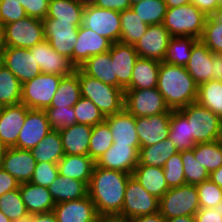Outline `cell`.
Here are the masks:
<instances>
[{
	"label": "cell",
	"instance_id": "1",
	"mask_svg": "<svg viewBox=\"0 0 222 222\" xmlns=\"http://www.w3.org/2000/svg\"><path fill=\"white\" fill-rule=\"evenodd\" d=\"M130 176L125 172L94 166L88 196L101 218L114 219L121 212Z\"/></svg>",
	"mask_w": 222,
	"mask_h": 222
},
{
	"label": "cell",
	"instance_id": "2",
	"mask_svg": "<svg viewBox=\"0 0 222 222\" xmlns=\"http://www.w3.org/2000/svg\"><path fill=\"white\" fill-rule=\"evenodd\" d=\"M157 89L170 110H179L197 100L198 84L184 66L160 62Z\"/></svg>",
	"mask_w": 222,
	"mask_h": 222
},
{
	"label": "cell",
	"instance_id": "3",
	"mask_svg": "<svg viewBox=\"0 0 222 222\" xmlns=\"http://www.w3.org/2000/svg\"><path fill=\"white\" fill-rule=\"evenodd\" d=\"M81 97L90 99L106 117L124 108V90L89 77L78 68Z\"/></svg>",
	"mask_w": 222,
	"mask_h": 222
},
{
	"label": "cell",
	"instance_id": "4",
	"mask_svg": "<svg viewBox=\"0 0 222 222\" xmlns=\"http://www.w3.org/2000/svg\"><path fill=\"white\" fill-rule=\"evenodd\" d=\"M187 118L194 142L210 143L222 139V118L197 102L179 109Z\"/></svg>",
	"mask_w": 222,
	"mask_h": 222
},
{
	"label": "cell",
	"instance_id": "5",
	"mask_svg": "<svg viewBox=\"0 0 222 222\" xmlns=\"http://www.w3.org/2000/svg\"><path fill=\"white\" fill-rule=\"evenodd\" d=\"M207 16L194 4L189 3L175 8H167L164 27L172 37L190 36L200 39Z\"/></svg>",
	"mask_w": 222,
	"mask_h": 222
},
{
	"label": "cell",
	"instance_id": "6",
	"mask_svg": "<svg viewBox=\"0 0 222 222\" xmlns=\"http://www.w3.org/2000/svg\"><path fill=\"white\" fill-rule=\"evenodd\" d=\"M200 210L196 185L184 184L170 188L159 199V213L165 218L195 216Z\"/></svg>",
	"mask_w": 222,
	"mask_h": 222
},
{
	"label": "cell",
	"instance_id": "7",
	"mask_svg": "<svg viewBox=\"0 0 222 222\" xmlns=\"http://www.w3.org/2000/svg\"><path fill=\"white\" fill-rule=\"evenodd\" d=\"M159 212V199L149 194L131 175L126 184V191L121 212L114 218L131 220L142 215Z\"/></svg>",
	"mask_w": 222,
	"mask_h": 222
},
{
	"label": "cell",
	"instance_id": "8",
	"mask_svg": "<svg viewBox=\"0 0 222 222\" xmlns=\"http://www.w3.org/2000/svg\"><path fill=\"white\" fill-rule=\"evenodd\" d=\"M63 76L41 73L22 84L21 103L29 109L49 107Z\"/></svg>",
	"mask_w": 222,
	"mask_h": 222
},
{
	"label": "cell",
	"instance_id": "9",
	"mask_svg": "<svg viewBox=\"0 0 222 222\" xmlns=\"http://www.w3.org/2000/svg\"><path fill=\"white\" fill-rule=\"evenodd\" d=\"M4 44L8 47L32 48L45 40L43 22L26 16L3 25Z\"/></svg>",
	"mask_w": 222,
	"mask_h": 222
},
{
	"label": "cell",
	"instance_id": "10",
	"mask_svg": "<svg viewBox=\"0 0 222 222\" xmlns=\"http://www.w3.org/2000/svg\"><path fill=\"white\" fill-rule=\"evenodd\" d=\"M124 108L135 118L150 117L170 111L157 87L124 90Z\"/></svg>",
	"mask_w": 222,
	"mask_h": 222
},
{
	"label": "cell",
	"instance_id": "11",
	"mask_svg": "<svg viewBox=\"0 0 222 222\" xmlns=\"http://www.w3.org/2000/svg\"><path fill=\"white\" fill-rule=\"evenodd\" d=\"M82 24L112 44L120 41V11L102 9L95 5L85 6Z\"/></svg>",
	"mask_w": 222,
	"mask_h": 222
},
{
	"label": "cell",
	"instance_id": "12",
	"mask_svg": "<svg viewBox=\"0 0 222 222\" xmlns=\"http://www.w3.org/2000/svg\"><path fill=\"white\" fill-rule=\"evenodd\" d=\"M45 40L50 46L71 60L73 64V50L77 41L78 27L70 22L58 21V19L42 20Z\"/></svg>",
	"mask_w": 222,
	"mask_h": 222
},
{
	"label": "cell",
	"instance_id": "13",
	"mask_svg": "<svg viewBox=\"0 0 222 222\" xmlns=\"http://www.w3.org/2000/svg\"><path fill=\"white\" fill-rule=\"evenodd\" d=\"M3 65L23 84L41 74L40 67L36 63L29 49L5 46L3 52Z\"/></svg>",
	"mask_w": 222,
	"mask_h": 222
},
{
	"label": "cell",
	"instance_id": "14",
	"mask_svg": "<svg viewBox=\"0 0 222 222\" xmlns=\"http://www.w3.org/2000/svg\"><path fill=\"white\" fill-rule=\"evenodd\" d=\"M52 131L44 110L30 109L15 148L31 150Z\"/></svg>",
	"mask_w": 222,
	"mask_h": 222
},
{
	"label": "cell",
	"instance_id": "15",
	"mask_svg": "<svg viewBox=\"0 0 222 222\" xmlns=\"http://www.w3.org/2000/svg\"><path fill=\"white\" fill-rule=\"evenodd\" d=\"M112 43L85 27L83 24L78 28L77 41L73 50V65L79 68L91 56L103 54L110 50Z\"/></svg>",
	"mask_w": 222,
	"mask_h": 222
},
{
	"label": "cell",
	"instance_id": "16",
	"mask_svg": "<svg viewBox=\"0 0 222 222\" xmlns=\"http://www.w3.org/2000/svg\"><path fill=\"white\" fill-rule=\"evenodd\" d=\"M29 50L35 56L42 73L66 76L76 70L71 60L55 51L47 40L36 44Z\"/></svg>",
	"mask_w": 222,
	"mask_h": 222
},
{
	"label": "cell",
	"instance_id": "17",
	"mask_svg": "<svg viewBox=\"0 0 222 222\" xmlns=\"http://www.w3.org/2000/svg\"><path fill=\"white\" fill-rule=\"evenodd\" d=\"M171 38L163 24L149 25L134 47L139 57L163 62Z\"/></svg>",
	"mask_w": 222,
	"mask_h": 222
},
{
	"label": "cell",
	"instance_id": "18",
	"mask_svg": "<svg viewBox=\"0 0 222 222\" xmlns=\"http://www.w3.org/2000/svg\"><path fill=\"white\" fill-rule=\"evenodd\" d=\"M171 110L167 113L136 118L140 147L154 145L169 138Z\"/></svg>",
	"mask_w": 222,
	"mask_h": 222
},
{
	"label": "cell",
	"instance_id": "19",
	"mask_svg": "<svg viewBox=\"0 0 222 222\" xmlns=\"http://www.w3.org/2000/svg\"><path fill=\"white\" fill-rule=\"evenodd\" d=\"M53 213L57 222H99L102 219L89 196L55 204Z\"/></svg>",
	"mask_w": 222,
	"mask_h": 222
},
{
	"label": "cell",
	"instance_id": "20",
	"mask_svg": "<svg viewBox=\"0 0 222 222\" xmlns=\"http://www.w3.org/2000/svg\"><path fill=\"white\" fill-rule=\"evenodd\" d=\"M36 160L30 150L7 148L0 160V167L11 174L19 183L30 182Z\"/></svg>",
	"mask_w": 222,
	"mask_h": 222
},
{
	"label": "cell",
	"instance_id": "21",
	"mask_svg": "<svg viewBox=\"0 0 222 222\" xmlns=\"http://www.w3.org/2000/svg\"><path fill=\"white\" fill-rule=\"evenodd\" d=\"M29 110L23 103L4 106L0 114V140L7 148L16 146Z\"/></svg>",
	"mask_w": 222,
	"mask_h": 222
},
{
	"label": "cell",
	"instance_id": "22",
	"mask_svg": "<svg viewBox=\"0 0 222 222\" xmlns=\"http://www.w3.org/2000/svg\"><path fill=\"white\" fill-rule=\"evenodd\" d=\"M114 62V77H117V87L125 90L130 84L133 66L139 55L134 45L115 42L108 51Z\"/></svg>",
	"mask_w": 222,
	"mask_h": 222
},
{
	"label": "cell",
	"instance_id": "23",
	"mask_svg": "<svg viewBox=\"0 0 222 222\" xmlns=\"http://www.w3.org/2000/svg\"><path fill=\"white\" fill-rule=\"evenodd\" d=\"M113 138L112 145H128L140 149V142L136 132V118L125 108L120 112L105 117Z\"/></svg>",
	"mask_w": 222,
	"mask_h": 222
},
{
	"label": "cell",
	"instance_id": "24",
	"mask_svg": "<svg viewBox=\"0 0 222 222\" xmlns=\"http://www.w3.org/2000/svg\"><path fill=\"white\" fill-rule=\"evenodd\" d=\"M137 165L138 150L128 145H112L95 161V166L128 174H132Z\"/></svg>",
	"mask_w": 222,
	"mask_h": 222
},
{
	"label": "cell",
	"instance_id": "25",
	"mask_svg": "<svg viewBox=\"0 0 222 222\" xmlns=\"http://www.w3.org/2000/svg\"><path fill=\"white\" fill-rule=\"evenodd\" d=\"M19 191L29 215L53 212L55 202L47 187L24 182L20 183Z\"/></svg>",
	"mask_w": 222,
	"mask_h": 222
},
{
	"label": "cell",
	"instance_id": "26",
	"mask_svg": "<svg viewBox=\"0 0 222 222\" xmlns=\"http://www.w3.org/2000/svg\"><path fill=\"white\" fill-rule=\"evenodd\" d=\"M213 53L198 39L191 51V57L185 66L189 75L200 85L212 80L213 73Z\"/></svg>",
	"mask_w": 222,
	"mask_h": 222
},
{
	"label": "cell",
	"instance_id": "27",
	"mask_svg": "<svg viewBox=\"0 0 222 222\" xmlns=\"http://www.w3.org/2000/svg\"><path fill=\"white\" fill-rule=\"evenodd\" d=\"M93 126L75 123L59 130L62 146L68 155H89V144Z\"/></svg>",
	"mask_w": 222,
	"mask_h": 222
},
{
	"label": "cell",
	"instance_id": "28",
	"mask_svg": "<svg viewBox=\"0 0 222 222\" xmlns=\"http://www.w3.org/2000/svg\"><path fill=\"white\" fill-rule=\"evenodd\" d=\"M57 166L59 175L76 179L89 185L95 161L89 155L65 154Z\"/></svg>",
	"mask_w": 222,
	"mask_h": 222
},
{
	"label": "cell",
	"instance_id": "29",
	"mask_svg": "<svg viewBox=\"0 0 222 222\" xmlns=\"http://www.w3.org/2000/svg\"><path fill=\"white\" fill-rule=\"evenodd\" d=\"M159 67L160 62L157 60L138 57L133 66L131 82L125 90L157 87Z\"/></svg>",
	"mask_w": 222,
	"mask_h": 222
},
{
	"label": "cell",
	"instance_id": "30",
	"mask_svg": "<svg viewBox=\"0 0 222 222\" xmlns=\"http://www.w3.org/2000/svg\"><path fill=\"white\" fill-rule=\"evenodd\" d=\"M131 175L149 194L157 199H160L170 189L167 185L163 168L137 165Z\"/></svg>",
	"mask_w": 222,
	"mask_h": 222
},
{
	"label": "cell",
	"instance_id": "31",
	"mask_svg": "<svg viewBox=\"0 0 222 222\" xmlns=\"http://www.w3.org/2000/svg\"><path fill=\"white\" fill-rule=\"evenodd\" d=\"M48 190L55 204L88 196V185L85 182L62 175L56 177Z\"/></svg>",
	"mask_w": 222,
	"mask_h": 222
},
{
	"label": "cell",
	"instance_id": "32",
	"mask_svg": "<svg viewBox=\"0 0 222 222\" xmlns=\"http://www.w3.org/2000/svg\"><path fill=\"white\" fill-rule=\"evenodd\" d=\"M79 69L89 77L117 87V77H114V62H112L109 52L91 56Z\"/></svg>",
	"mask_w": 222,
	"mask_h": 222
},
{
	"label": "cell",
	"instance_id": "33",
	"mask_svg": "<svg viewBox=\"0 0 222 222\" xmlns=\"http://www.w3.org/2000/svg\"><path fill=\"white\" fill-rule=\"evenodd\" d=\"M84 9L78 0H49L46 18L70 22L79 28L83 23Z\"/></svg>",
	"mask_w": 222,
	"mask_h": 222
},
{
	"label": "cell",
	"instance_id": "34",
	"mask_svg": "<svg viewBox=\"0 0 222 222\" xmlns=\"http://www.w3.org/2000/svg\"><path fill=\"white\" fill-rule=\"evenodd\" d=\"M178 150L170 138L138 150V165H148L163 168L166 161Z\"/></svg>",
	"mask_w": 222,
	"mask_h": 222
},
{
	"label": "cell",
	"instance_id": "35",
	"mask_svg": "<svg viewBox=\"0 0 222 222\" xmlns=\"http://www.w3.org/2000/svg\"><path fill=\"white\" fill-rule=\"evenodd\" d=\"M36 163L50 162L58 164L65 153L62 146L59 131L52 130L36 147L30 150Z\"/></svg>",
	"mask_w": 222,
	"mask_h": 222
},
{
	"label": "cell",
	"instance_id": "36",
	"mask_svg": "<svg viewBox=\"0 0 222 222\" xmlns=\"http://www.w3.org/2000/svg\"><path fill=\"white\" fill-rule=\"evenodd\" d=\"M81 98L78 68L63 76L49 107H73Z\"/></svg>",
	"mask_w": 222,
	"mask_h": 222
},
{
	"label": "cell",
	"instance_id": "37",
	"mask_svg": "<svg viewBox=\"0 0 222 222\" xmlns=\"http://www.w3.org/2000/svg\"><path fill=\"white\" fill-rule=\"evenodd\" d=\"M169 138L178 152L193 149L196 145L190 137L187 118L180 110H171Z\"/></svg>",
	"mask_w": 222,
	"mask_h": 222
},
{
	"label": "cell",
	"instance_id": "38",
	"mask_svg": "<svg viewBox=\"0 0 222 222\" xmlns=\"http://www.w3.org/2000/svg\"><path fill=\"white\" fill-rule=\"evenodd\" d=\"M121 32L120 41L124 44L135 45L146 33L148 24L131 9L120 11Z\"/></svg>",
	"mask_w": 222,
	"mask_h": 222
},
{
	"label": "cell",
	"instance_id": "39",
	"mask_svg": "<svg viewBox=\"0 0 222 222\" xmlns=\"http://www.w3.org/2000/svg\"><path fill=\"white\" fill-rule=\"evenodd\" d=\"M198 39L190 36H175L169 41L163 62L167 64L186 66L194 43Z\"/></svg>",
	"mask_w": 222,
	"mask_h": 222
},
{
	"label": "cell",
	"instance_id": "40",
	"mask_svg": "<svg viewBox=\"0 0 222 222\" xmlns=\"http://www.w3.org/2000/svg\"><path fill=\"white\" fill-rule=\"evenodd\" d=\"M196 102L222 118V81L210 80L198 85Z\"/></svg>",
	"mask_w": 222,
	"mask_h": 222
},
{
	"label": "cell",
	"instance_id": "41",
	"mask_svg": "<svg viewBox=\"0 0 222 222\" xmlns=\"http://www.w3.org/2000/svg\"><path fill=\"white\" fill-rule=\"evenodd\" d=\"M192 150L195 159L209 174L222 166V139L210 143H197Z\"/></svg>",
	"mask_w": 222,
	"mask_h": 222
},
{
	"label": "cell",
	"instance_id": "42",
	"mask_svg": "<svg viewBox=\"0 0 222 222\" xmlns=\"http://www.w3.org/2000/svg\"><path fill=\"white\" fill-rule=\"evenodd\" d=\"M22 83L6 66L0 68V102L5 105L21 103Z\"/></svg>",
	"mask_w": 222,
	"mask_h": 222
},
{
	"label": "cell",
	"instance_id": "43",
	"mask_svg": "<svg viewBox=\"0 0 222 222\" xmlns=\"http://www.w3.org/2000/svg\"><path fill=\"white\" fill-rule=\"evenodd\" d=\"M131 9L148 25L163 24L167 6L165 0H143L131 5Z\"/></svg>",
	"mask_w": 222,
	"mask_h": 222
},
{
	"label": "cell",
	"instance_id": "44",
	"mask_svg": "<svg viewBox=\"0 0 222 222\" xmlns=\"http://www.w3.org/2000/svg\"><path fill=\"white\" fill-rule=\"evenodd\" d=\"M113 138L111 130L105 121L93 126L89 144V156L96 161L110 149L114 143Z\"/></svg>",
	"mask_w": 222,
	"mask_h": 222
},
{
	"label": "cell",
	"instance_id": "45",
	"mask_svg": "<svg viewBox=\"0 0 222 222\" xmlns=\"http://www.w3.org/2000/svg\"><path fill=\"white\" fill-rule=\"evenodd\" d=\"M186 184L198 185L209 179V173L194 157L192 149L181 151Z\"/></svg>",
	"mask_w": 222,
	"mask_h": 222
},
{
	"label": "cell",
	"instance_id": "46",
	"mask_svg": "<svg viewBox=\"0 0 222 222\" xmlns=\"http://www.w3.org/2000/svg\"><path fill=\"white\" fill-rule=\"evenodd\" d=\"M0 211L6 215L10 221L30 216L21 199L19 189L9 191L0 197Z\"/></svg>",
	"mask_w": 222,
	"mask_h": 222
},
{
	"label": "cell",
	"instance_id": "47",
	"mask_svg": "<svg viewBox=\"0 0 222 222\" xmlns=\"http://www.w3.org/2000/svg\"><path fill=\"white\" fill-rule=\"evenodd\" d=\"M73 108L76 123L95 126L105 121V116L90 99L81 97Z\"/></svg>",
	"mask_w": 222,
	"mask_h": 222
},
{
	"label": "cell",
	"instance_id": "48",
	"mask_svg": "<svg viewBox=\"0 0 222 222\" xmlns=\"http://www.w3.org/2000/svg\"><path fill=\"white\" fill-rule=\"evenodd\" d=\"M200 40L212 53L222 54V23L207 16Z\"/></svg>",
	"mask_w": 222,
	"mask_h": 222
},
{
	"label": "cell",
	"instance_id": "49",
	"mask_svg": "<svg viewBox=\"0 0 222 222\" xmlns=\"http://www.w3.org/2000/svg\"><path fill=\"white\" fill-rule=\"evenodd\" d=\"M44 111L52 130L59 131L76 123L73 107H46Z\"/></svg>",
	"mask_w": 222,
	"mask_h": 222
},
{
	"label": "cell",
	"instance_id": "50",
	"mask_svg": "<svg viewBox=\"0 0 222 222\" xmlns=\"http://www.w3.org/2000/svg\"><path fill=\"white\" fill-rule=\"evenodd\" d=\"M164 176L169 188L186 184L184 178V167L181 158V151L172 155L165 163Z\"/></svg>",
	"mask_w": 222,
	"mask_h": 222
},
{
	"label": "cell",
	"instance_id": "51",
	"mask_svg": "<svg viewBox=\"0 0 222 222\" xmlns=\"http://www.w3.org/2000/svg\"><path fill=\"white\" fill-rule=\"evenodd\" d=\"M200 208H213L222 202V189L210 179L196 185Z\"/></svg>",
	"mask_w": 222,
	"mask_h": 222
},
{
	"label": "cell",
	"instance_id": "52",
	"mask_svg": "<svg viewBox=\"0 0 222 222\" xmlns=\"http://www.w3.org/2000/svg\"><path fill=\"white\" fill-rule=\"evenodd\" d=\"M58 175L59 173L57 164L50 162H40L36 163L35 170L30 182L48 188Z\"/></svg>",
	"mask_w": 222,
	"mask_h": 222
},
{
	"label": "cell",
	"instance_id": "53",
	"mask_svg": "<svg viewBox=\"0 0 222 222\" xmlns=\"http://www.w3.org/2000/svg\"><path fill=\"white\" fill-rule=\"evenodd\" d=\"M26 16L25 9L20 5L19 0H2L0 4L1 26L18 21Z\"/></svg>",
	"mask_w": 222,
	"mask_h": 222
},
{
	"label": "cell",
	"instance_id": "54",
	"mask_svg": "<svg viewBox=\"0 0 222 222\" xmlns=\"http://www.w3.org/2000/svg\"><path fill=\"white\" fill-rule=\"evenodd\" d=\"M27 16L44 20L48 13L49 0H19Z\"/></svg>",
	"mask_w": 222,
	"mask_h": 222
},
{
	"label": "cell",
	"instance_id": "55",
	"mask_svg": "<svg viewBox=\"0 0 222 222\" xmlns=\"http://www.w3.org/2000/svg\"><path fill=\"white\" fill-rule=\"evenodd\" d=\"M196 222H222V202L213 208H200L195 214Z\"/></svg>",
	"mask_w": 222,
	"mask_h": 222
},
{
	"label": "cell",
	"instance_id": "56",
	"mask_svg": "<svg viewBox=\"0 0 222 222\" xmlns=\"http://www.w3.org/2000/svg\"><path fill=\"white\" fill-rule=\"evenodd\" d=\"M20 183L0 167V197L5 193L19 189Z\"/></svg>",
	"mask_w": 222,
	"mask_h": 222
},
{
	"label": "cell",
	"instance_id": "57",
	"mask_svg": "<svg viewBox=\"0 0 222 222\" xmlns=\"http://www.w3.org/2000/svg\"><path fill=\"white\" fill-rule=\"evenodd\" d=\"M94 5L102 9L114 11H124L131 8L129 0H97Z\"/></svg>",
	"mask_w": 222,
	"mask_h": 222
},
{
	"label": "cell",
	"instance_id": "58",
	"mask_svg": "<svg viewBox=\"0 0 222 222\" xmlns=\"http://www.w3.org/2000/svg\"><path fill=\"white\" fill-rule=\"evenodd\" d=\"M191 3L201 10L206 16H211L217 11L216 0H191Z\"/></svg>",
	"mask_w": 222,
	"mask_h": 222
},
{
	"label": "cell",
	"instance_id": "59",
	"mask_svg": "<svg viewBox=\"0 0 222 222\" xmlns=\"http://www.w3.org/2000/svg\"><path fill=\"white\" fill-rule=\"evenodd\" d=\"M213 73L212 80L222 81V54L213 53Z\"/></svg>",
	"mask_w": 222,
	"mask_h": 222
},
{
	"label": "cell",
	"instance_id": "60",
	"mask_svg": "<svg viewBox=\"0 0 222 222\" xmlns=\"http://www.w3.org/2000/svg\"><path fill=\"white\" fill-rule=\"evenodd\" d=\"M130 222H166V219L158 212L152 215H142L135 217Z\"/></svg>",
	"mask_w": 222,
	"mask_h": 222
},
{
	"label": "cell",
	"instance_id": "61",
	"mask_svg": "<svg viewBox=\"0 0 222 222\" xmlns=\"http://www.w3.org/2000/svg\"><path fill=\"white\" fill-rule=\"evenodd\" d=\"M31 222H57L53 212L31 215Z\"/></svg>",
	"mask_w": 222,
	"mask_h": 222
},
{
	"label": "cell",
	"instance_id": "62",
	"mask_svg": "<svg viewBox=\"0 0 222 222\" xmlns=\"http://www.w3.org/2000/svg\"><path fill=\"white\" fill-rule=\"evenodd\" d=\"M209 179L222 189V166L209 175Z\"/></svg>",
	"mask_w": 222,
	"mask_h": 222
},
{
	"label": "cell",
	"instance_id": "63",
	"mask_svg": "<svg viewBox=\"0 0 222 222\" xmlns=\"http://www.w3.org/2000/svg\"><path fill=\"white\" fill-rule=\"evenodd\" d=\"M167 8H175L191 3V0H165Z\"/></svg>",
	"mask_w": 222,
	"mask_h": 222
},
{
	"label": "cell",
	"instance_id": "64",
	"mask_svg": "<svg viewBox=\"0 0 222 222\" xmlns=\"http://www.w3.org/2000/svg\"><path fill=\"white\" fill-rule=\"evenodd\" d=\"M166 222H196L195 216H182L166 219Z\"/></svg>",
	"mask_w": 222,
	"mask_h": 222
},
{
	"label": "cell",
	"instance_id": "65",
	"mask_svg": "<svg viewBox=\"0 0 222 222\" xmlns=\"http://www.w3.org/2000/svg\"><path fill=\"white\" fill-rule=\"evenodd\" d=\"M4 48L5 44H4L3 27L0 25V55H3Z\"/></svg>",
	"mask_w": 222,
	"mask_h": 222
},
{
	"label": "cell",
	"instance_id": "66",
	"mask_svg": "<svg viewBox=\"0 0 222 222\" xmlns=\"http://www.w3.org/2000/svg\"><path fill=\"white\" fill-rule=\"evenodd\" d=\"M217 22L222 23V8H219L211 15Z\"/></svg>",
	"mask_w": 222,
	"mask_h": 222
},
{
	"label": "cell",
	"instance_id": "67",
	"mask_svg": "<svg viewBox=\"0 0 222 222\" xmlns=\"http://www.w3.org/2000/svg\"><path fill=\"white\" fill-rule=\"evenodd\" d=\"M84 7L88 5H94L97 0H78Z\"/></svg>",
	"mask_w": 222,
	"mask_h": 222
},
{
	"label": "cell",
	"instance_id": "68",
	"mask_svg": "<svg viewBox=\"0 0 222 222\" xmlns=\"http://www.w3.org/2000/svg\"><path fill=\"white\" fill-rule=\"evenodd\" d=\"M7 147L3 144V142L0 140V160L3 157Z\"/></svg>",
	"mask_w": 222,
	"mask_h": 222
},
{
	"label": "cell",
	"instance_id": "69",
	"mask_svg": "<svg viewBox=\"0 0 222 222\" xmlns=\"http://www.w3.org/2000/svg\"><path fill=\"white\" fill-rule=\"evenodd\" d=\"M0 222H11L10 219L0 211Z\"/></svg>",
	"mask_w": 222,
	"mask_h": 222
},
{
	"label": "cell",
	"instance_id": "70",
	"mask_svg": "<svg viewBox=\"0 0 222 222\" xmlns=\"http://www.w3.org/2000/svg\"><path fill=\"white\" fill-rule=\"evenodd\" d=\"M11 222H31V215L29 217H25V218H22V219H19V220H14V221H11Z\"/></svg>",
	"mask_w": 222,
	"mask_h": 222
},
{
	"label": "cell",
	"instance_id": "71",
	"mask_svg": "<svg viewBox=\"0 0 222 222\" xmlns=\"http://www.w3.org/2000/svg\"><path fill=\"white\" fill-rule=\"evenodd\" d=\"M99 222H120L117 219L102 218Z\"/></svg>",
	"mask_w": 222,
	"mask_h": 222
},
{
	"label": "cell",
	"instance_id": "72",
	"mask_svg": "<svg viewBox=\"0 0 222 222\" xmlns=\"http://www.w3.org/2000/svg\"><path fill=\"white\" fill-rule=\"evenodd\" d=\"M217 1V10L219 8H222V0H216Z\"/></svg>",
	"mask_w": 222,
	"mask_h": 222
},
{
	"label": "cell",
	"instance_id": "73",
	"mask_svg": "<svg viewBox=\"0 0 222 222\" xmlns=\"http://www.w3.org/2000/svg\"><path fill=\"white\" fill-rule=\"evenodd\" d=\"M129 1H130V4L133 5V4H135V3H137V2H141V1H143V0H129Z\"/></svg>",
	"mask_w": 222,
	"mask_h": 222
},
{
	"label": "cell",
	"instance_id": "74",
	"mask_svg": "<svg viewBox=\"0 0 222 222\" xmlns=\"http://www.w3.org/2000/svg\"><path fill=\"white\" fill-rule=\"evenodd\" d=\"M3 66V55H0V68Z\"/></svg>",
	"mask_w": 222,
	"mask_h": 222
},
{
	"label": "cell",
	"instance_id": "75",
	"mask_svg": "<svg viewBox=\"0 0 222 222\" xmlns=\"http://www.w3.org/2000/svg\"><path fill=\"white\" fill-rule=\"evenodd\" d=\"M3 108H4V105L0 102V114H1V112L3 110Z\"/></svg>",
	"mask_w": 222,
	"mask_h": 222
},
{
	"label": "cell",
	"instance_id": "76",
	"mask_svg": "<svg viewBox=\"0 0 222 222\" xmlns=\"http://www.w3.org/2000/svg\"><path fill=\"white\" fill-rule=\"evenodd\" d=\"M120 222H130L129 220H119Z\"/></svg>",
	"mask_w": 222,
	"mask_h": 222
}]
</instances>
